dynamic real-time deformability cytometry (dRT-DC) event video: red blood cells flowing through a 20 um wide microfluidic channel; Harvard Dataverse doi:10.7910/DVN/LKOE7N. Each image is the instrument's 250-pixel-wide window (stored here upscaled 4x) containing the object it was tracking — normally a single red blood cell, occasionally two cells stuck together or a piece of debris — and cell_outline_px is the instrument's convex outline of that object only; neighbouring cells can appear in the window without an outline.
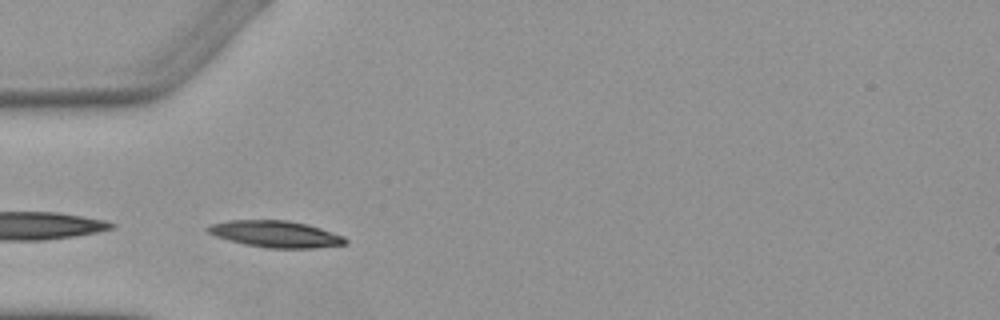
{"species": "Egyptian fruit bat (a non-hibernating species)", "species_latin": "Rousettus aegyptiacus", "temperature_condition": "warm", "stored_images_in_passage": 3, "camera_frame_rate_fps": 3000, "um_per_image_px": 0.085, "animal": {"sex": "female"}, "frame": {"image": 1, "passage_image": 2, "time_ms": 1.333, "image_size_px": [1000, 320], "cell_outline_px": [[348, 240], [344, 244], [312, 248], [268, 248], [244, 244], [228, 240], [216, 236], [208, 232], [204, 228], [212, 224], [228, 220], [288, 220], [308, 224], [344, 236]], "centroid_in_image_um": [23.41, 19.89], "position_along_channel_um": 61.6, "area_um2": 21.27}}